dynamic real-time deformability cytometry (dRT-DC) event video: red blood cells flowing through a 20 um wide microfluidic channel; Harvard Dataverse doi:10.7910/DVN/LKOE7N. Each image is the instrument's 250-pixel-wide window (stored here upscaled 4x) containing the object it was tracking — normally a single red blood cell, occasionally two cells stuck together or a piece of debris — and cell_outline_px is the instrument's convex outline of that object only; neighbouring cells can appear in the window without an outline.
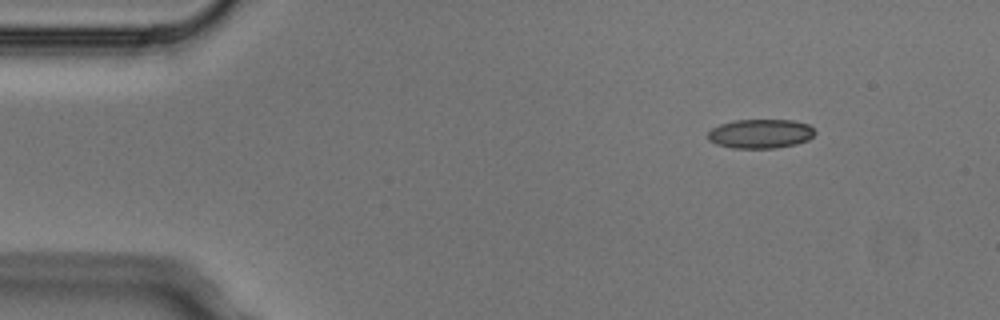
{"species": "Egyptian fruit bat (a non-hibernating species)", "species_latin": "Rousettus aegyptiacus", "temperature_condition": "cold", "stored_images_in_passage": 3, "camera_frame_rate_fps": 3000, "um_per_image_px": 0.085, "animal": {"sex": "male"}, "frame": {"image": 1, "passage_image": 1, "time_ms": 0.0, "image_size_px": [1000, 320], "cell_outline_px": [[816, 132], [808, 140], [796, 144], [776, 148], [732, 148], [716, 144], [708, 140], [708, 132], [712, 128], [720, 124], [736, 120], [792, 120], [808, 124]], "centroid_in_image_um": [64.63, 11.37], "position_along_channel_um": 20.4, "area_um2": 18.21}}